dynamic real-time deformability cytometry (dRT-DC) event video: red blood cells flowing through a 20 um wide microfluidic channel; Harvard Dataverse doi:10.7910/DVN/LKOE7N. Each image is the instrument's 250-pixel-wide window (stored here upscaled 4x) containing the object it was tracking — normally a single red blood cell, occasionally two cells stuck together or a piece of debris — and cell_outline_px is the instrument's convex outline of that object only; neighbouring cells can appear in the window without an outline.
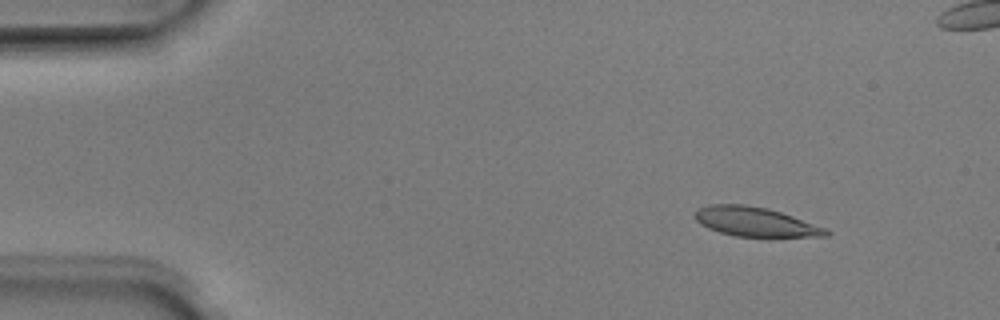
{"species": "Egyptian fruit bat (a non-hibernating species)", "species_latin": "Rousettus aegyptiacus", "temperature_condition": "room temperature", "stored_images_in_passage": 50, "camera_frame_rate_fps": 3000, "um_per_image_px": 0.085, "animal": {"sex": "male"}, "frame": {"image": 1, "passage_image": 5, "time_ms": 1.333, "image_size_px": [1000, 320], "cell_outline_px": [[832, 232], [828, 236], [736, 236], [720, 232], [708, 228], [700, 224], [692, 216], [696, 208], [708, 204], [744, 204], [768, 208], [792, 216], [824, 228]], "centroid_in_image_um": [64.11, 18.83], "position_along_channel_um": 20.9, "area_um2": 22.25}}
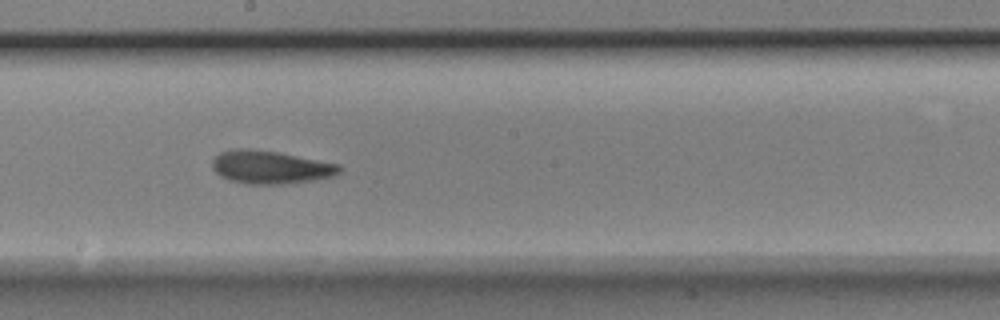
{"frame": {"image": 2, "passage_image": 27, "time_ms": 8.667, "image_size_px": [1000, 320], "cell_outline_px": [[344, 168], [336, 176], [312, 180], [280, 184], [248, 184], [228, 180], [220, 176], [212, 168], [212, 160], [220, 152], [236, 148], [248, 148], [276, 152], [340, 164]], "centroid_in_image_um": [22.99, 14.21], "position_along_channel_um": 225.2, "area_um2": 24.57}}
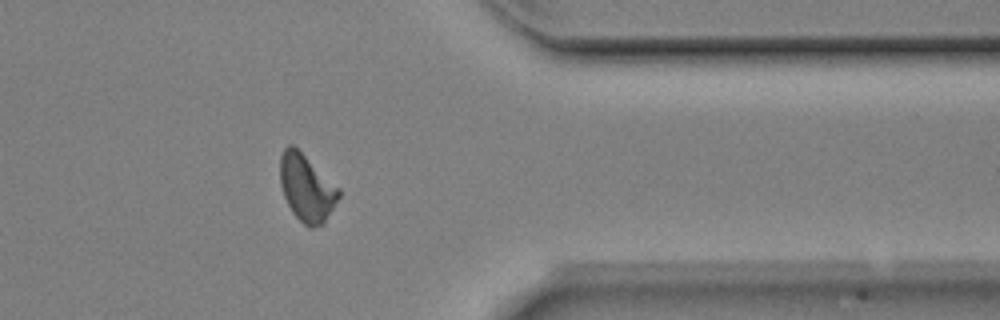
{"frame": {"image": 3, "passage_image": 40, "time_ms": 13.0, "image_size_px": [1000, 320], "cell_outline_px": [[340, 196], [324, 224], [312, 228], [308, 228], [292, 212], [284, 196], [280, 184], [280, 156], [284, 148], [288, 144], [292, 144], [340, 188]], "centroid_in_image_um": [26.06, 15.99], "position_along_channel_um": 385.3, "area_um2": 22.83}, "authors_computed_cell_mechanics": {"area_um2": 22.831, "velocity_mm_per_s": 3.9924, "shape_relaxation_time_tau1_ms": 6.0084, "shape_relaxation_time_tau2_ms": 5.076, "deformation_change_tau1": 0.1668, "deformation_change_tau2": 0.123}}